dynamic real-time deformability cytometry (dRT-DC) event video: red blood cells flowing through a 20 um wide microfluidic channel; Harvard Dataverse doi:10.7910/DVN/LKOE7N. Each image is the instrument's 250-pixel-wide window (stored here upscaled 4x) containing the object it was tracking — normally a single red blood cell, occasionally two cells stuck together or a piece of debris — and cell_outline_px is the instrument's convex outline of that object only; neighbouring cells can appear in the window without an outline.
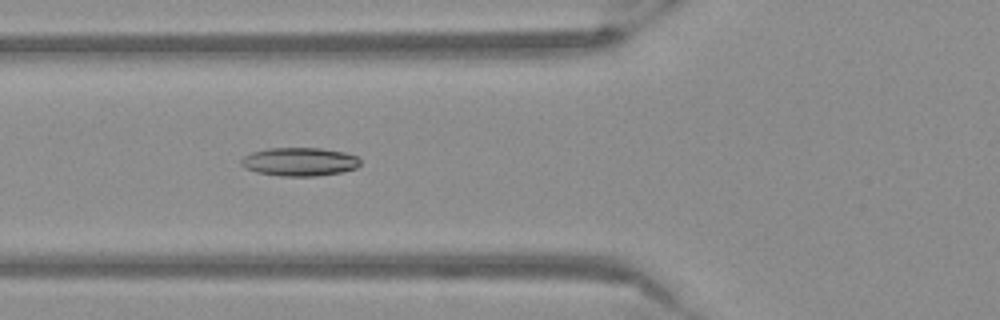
{"species": "Egyptian fruit bat (a non-hibernating species)", "species_latin": "Rousettus aegyptiacus", "temperature_condition": "warm", "stored_images_in_passage": 12, "camera_frame_rate_fps": 3000, "um_per_image_px": 0.085, "frame": {"image": 1, "passage_image": 6, "time_ms": 1.667, "image_size_px": [1000, 320], "cell_outline_px": [[360, 164], [356, 168], [340, 172], [316, 176], [280, 176], [256, 172], [244, 168], [240, 164], [240, 160], [244, 156], [252, 152], [268, 148], [320, 148], [344, 152], [356, 156], [360, 160]], "centroid_in_image_um": [25.43, 13.75], "position_along_channel_um": 100.4, "area_um2": 19.77}}
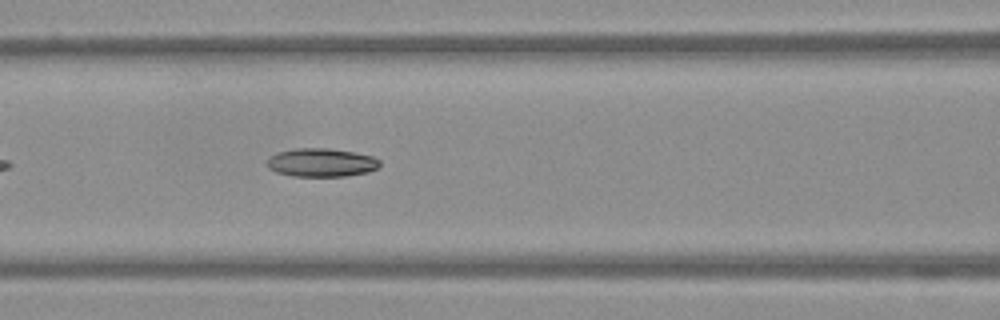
{"frame": {"image": 2, "passage_image": 9, "time_ms": 2.667, "image_size_px": [1000, 320], "cell_outline_px": [[380, 164], [376, 168], [368, 172], [348, 176], [292, 176], [276, 172], [268, 168], [268, 156], [276, 152], [292, 148], [328, 148], [352, 152], [372, 156], [380, 160]], "centroid_in_image_um": [27.28, 13.81], "position_along_channel_um": 139.3, "area_um2": 18.79}}